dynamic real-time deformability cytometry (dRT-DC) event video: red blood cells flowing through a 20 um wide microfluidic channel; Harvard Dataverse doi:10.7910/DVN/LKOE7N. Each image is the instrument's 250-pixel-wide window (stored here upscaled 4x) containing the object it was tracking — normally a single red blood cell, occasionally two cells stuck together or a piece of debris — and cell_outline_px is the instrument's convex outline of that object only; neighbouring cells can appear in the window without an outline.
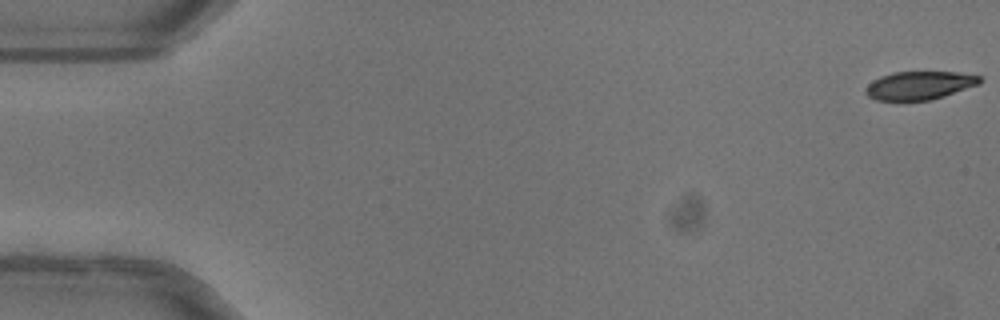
{"species": "common noctule bat (a hibernating species)", "species_latin": "Nyctalus noctula", "temperature_condition": "warm", "stored_images_in_passage": 52, "camera_frame_rate_fps": 3000, "um_per_image_px": 0.085, "animal": {"sex": "female"}, "frame": {"image": 1, "passage_image": 1, "time_ms": 0.0, "image_size_px": [1000, 320], "cell_outline_px": [[980, 84], [932, 100], [876, 100], [868, 96], [864, 92], [864, 88], [872, 80], [880, 76], [892, 72], [960, 72], [980, 76]], "centroid_in_image_um": [78.12, 7.25], "position_along_channel_um": 6.9, "area_um2": 18.9}}
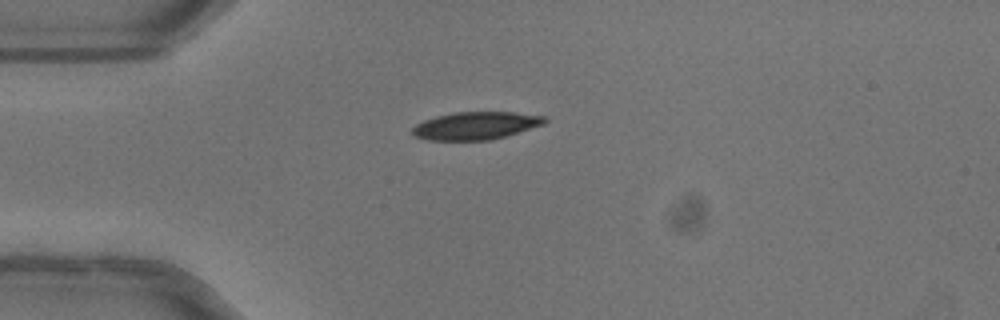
{"frame": {"image": 2, "passage_image": 14, "time_ms": 4.333, "image_size_px": [1000, 320], "cell_outline_px": [[548, 120], [544, 124], [492, 140], [428, 140], [412, 136], [412, 128], [416, 124], [424, 120], [436, 116], [456, 112], [512, 112], [544, 116]], "centroid_in_image_um": [40.41, 10.68], "position_along_channel_um": 44.6, "area_um2": 21.33}}
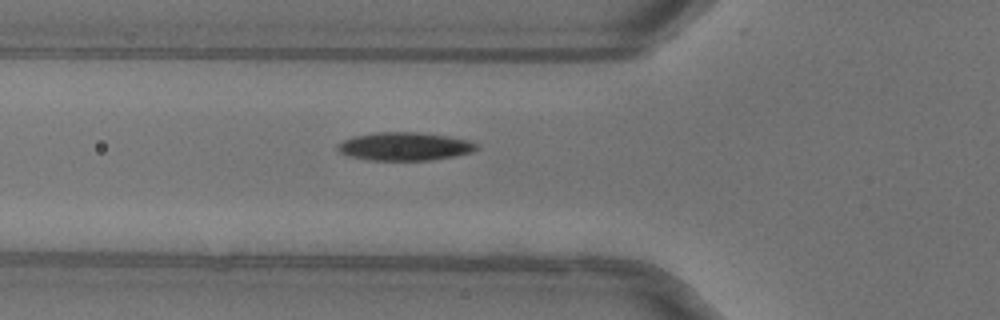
{"frame": {"image": 3, "passage_image": 19, "time_ms": 6.0, "image_size_px": [1000, 320], "cell_outline_px": [[480, 148], [472, 152], [456, 156], [428, 160], [368, 160], [348, 156], [340, 152], [336, 148], [336, 144], [352, 136], [372, 132], [420, 132], [448, 136], [472, 140]], "centroid_in_image_um": [34.4, 12.43], "position_along_channel_um": 91.4, "area_um2": 23.18}, "authors_computed_cell_mechanics": {"area_um2": 21.8195, "velocity_mm_per_s": 4.0278, "shape_relaxation_time_tau1_ms": 3.0601, "shape_relaxation_time_tau2_ms": 5.8659, "deformation_change_tau1": 0.1466, "deformation_change_tau2": 0.0984}}